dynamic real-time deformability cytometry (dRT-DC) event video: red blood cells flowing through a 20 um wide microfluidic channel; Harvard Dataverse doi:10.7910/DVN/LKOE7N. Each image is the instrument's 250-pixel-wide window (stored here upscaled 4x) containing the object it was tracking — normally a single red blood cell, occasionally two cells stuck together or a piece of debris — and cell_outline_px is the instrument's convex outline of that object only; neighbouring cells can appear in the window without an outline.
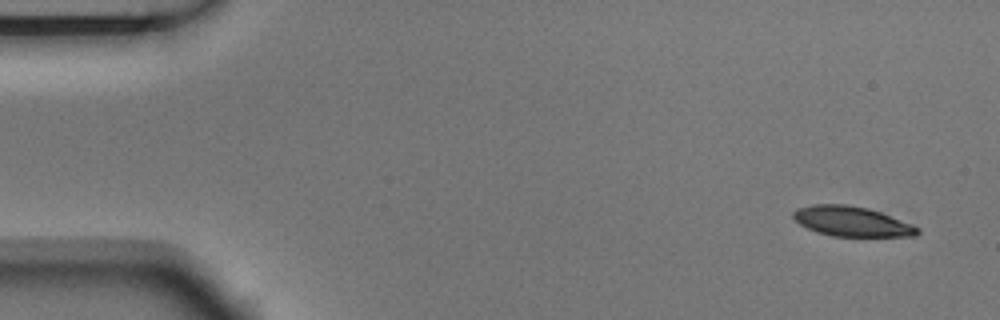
{"species": "Egyptian fruit bat (a non-hibernating species)", "species_latin": "Rousettus aegyptiacus", "temperature_condition": "room temperature", "stored_images_in_passage": 7, "camera_frame_rate_fps": 3000, "um_per_image_px": 0.085, "animal": {"sex": "male"}, "frame": {"image": 1, "passage_image": 1, "time_ms": 0.0, "image_size_px": [1000, 320], "cell_outline_px": [[920, 232], [916, 236], [832, 236], [816, 232], [800, 224], [792, 216], [792, 212], [796, 208], [812, 204], [844, 204], [868, 208], [880, 212], [912, 224], [920, 228]], "centroid_in_image_um": [72.39, 18.81], "position_along_channel_um": 12.6, "area_um2": 21.68}}
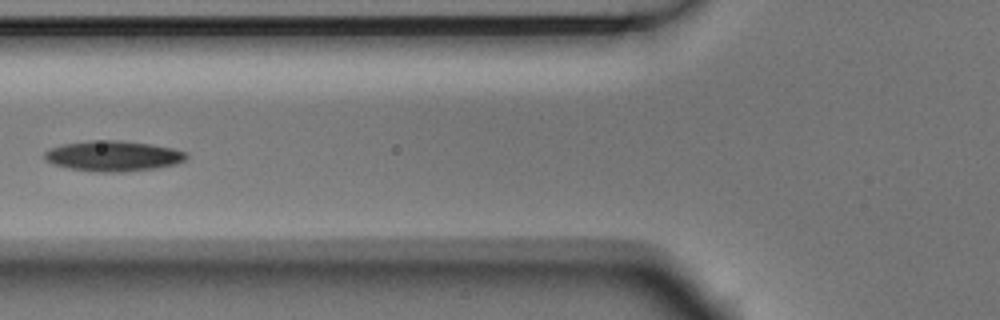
{"frame": {"image": 2, "passage_image": 6, "time_ms": 1.667, "image_size_px": [1000, 320], "cell_outline_px": [[188, 156], [184, 160], [176, 164], [156, 168], [124, 172], [96, 172], [72, 168], [52, 164], [44, 160], [44, 152], [52, 148], [64, 144], [92, 140], [120, 140], [152, 144], [172, 148], [184, 152]], "centroid_in_image_um": [9.62, 13.26], "position_along_channel_um": 116.2, "area_um2": 25.09}}
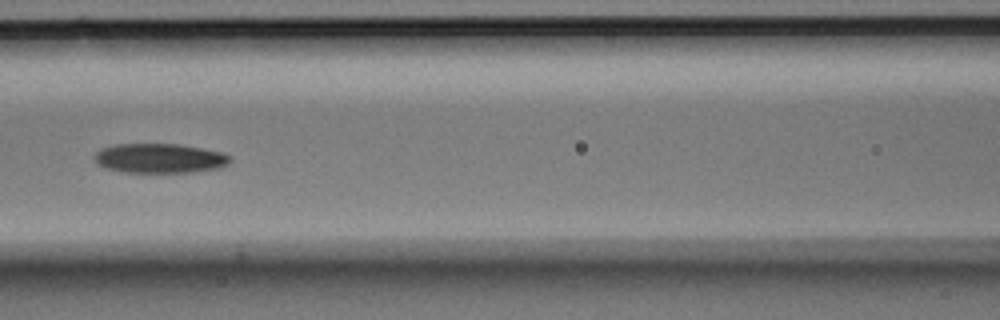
{"frame": {"image": 3, "passage_image": 7, "time_ms": 2.0, "image_size_px": [1000, 320], "cell_outline_px": [[232, 160], [228, 164], [220, 168], [192, 172], [124, 172], [104, 168], [92, 156], [100, 148], [116, 144], [176, 144], [200, 148], [220, 152], [228, 156]], "centroid_in_image_um": [13.54, 13.45], "position_along_channel_um": 153.1, "area_um2": 23.24}}